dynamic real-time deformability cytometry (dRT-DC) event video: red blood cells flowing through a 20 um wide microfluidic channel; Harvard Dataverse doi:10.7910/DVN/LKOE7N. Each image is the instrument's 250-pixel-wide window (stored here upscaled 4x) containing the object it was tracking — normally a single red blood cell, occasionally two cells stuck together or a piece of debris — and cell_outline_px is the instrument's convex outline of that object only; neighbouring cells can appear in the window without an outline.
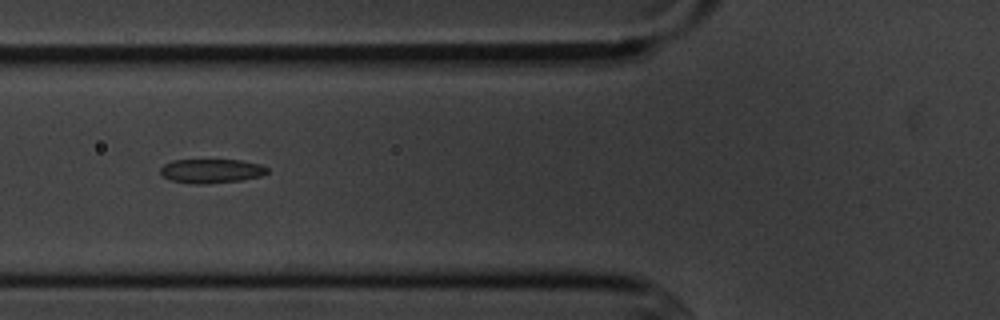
{"species": "common noctule bat (a hibernating species)", "species_latin": "Nyctalus noctula", "temperature_condition": "cold", "stored_images_in_passage": 9, "camera_frame_rate_fps": 3000, "um_per_image_px": 0.085, "animal": {"sex": "male", "body_mass_g": 20.1, "forearm_length_mm": 53.5}, "frame": {"image": 1, "passage_image": 2, "time_ms": 1.333, "image_size_px": [1000, 320], "cell_outline_px": [[268, 172], [260, 176], [240, 180], [204, 184], [192, 184], [172, 180], [164, 176], [160, 172], [160, 168], [164, 164], [172, 160], [240, 160], [260, 164], [268, 168]], "centroid_in_image_um": [17.95, 14.53], "position_along_channel_um": 107.8, "area_um2": 14.91}}
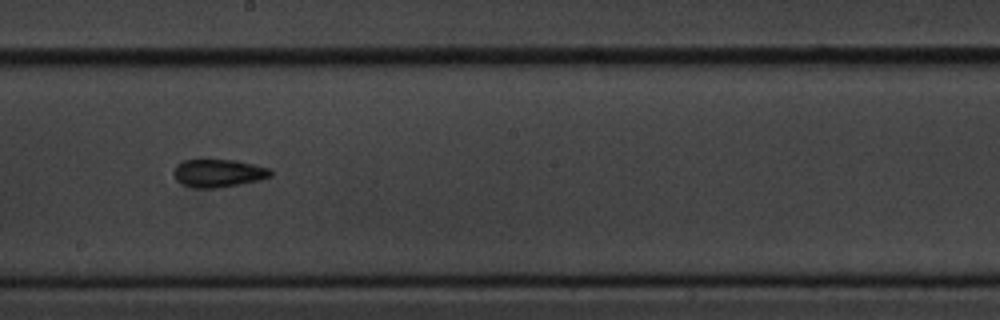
{"frame": {"image": 2, "passage_image": 5, "time_ms": 4.667, "image_size_px": [1000, 320], "cell_outline_px": [[272, 176], [260, 180], [220, 188], [196, 188], [184, 184], [176, 180], [172, 172], [176, 164], [184, 160], [236, 160], [272, 168]], "centroid_in_image_um": [18.59, 14.72], "position_along_channel_um": 229.6, "area_um2": 15.95}}
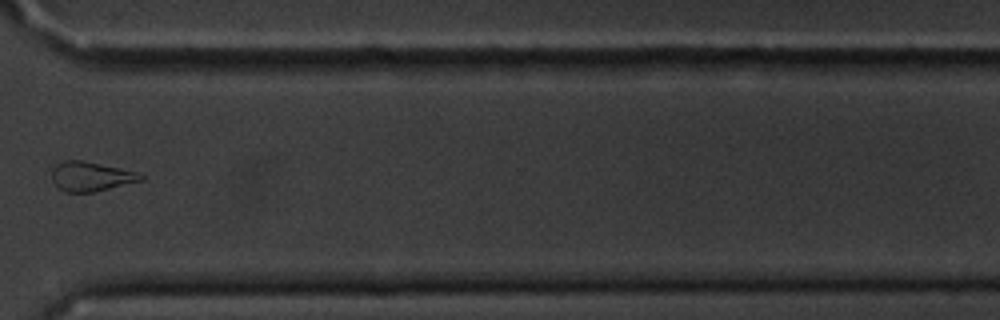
{"frame": {"image": 3, "passage_image": 8, "time_ms": 8.333, "image_size_px": [1000, 320], "cell_outline_px": [[144, 180], [96, 192], [64, 192], [52, 180], [52, 168], [56, 164], [64, 160], [84, 160], [136, 172], [144, 176]], "centroid_in_image_um": [7.72, 15.0], "position_along_channel_um": 362.9, "area_um2": 15.32}}